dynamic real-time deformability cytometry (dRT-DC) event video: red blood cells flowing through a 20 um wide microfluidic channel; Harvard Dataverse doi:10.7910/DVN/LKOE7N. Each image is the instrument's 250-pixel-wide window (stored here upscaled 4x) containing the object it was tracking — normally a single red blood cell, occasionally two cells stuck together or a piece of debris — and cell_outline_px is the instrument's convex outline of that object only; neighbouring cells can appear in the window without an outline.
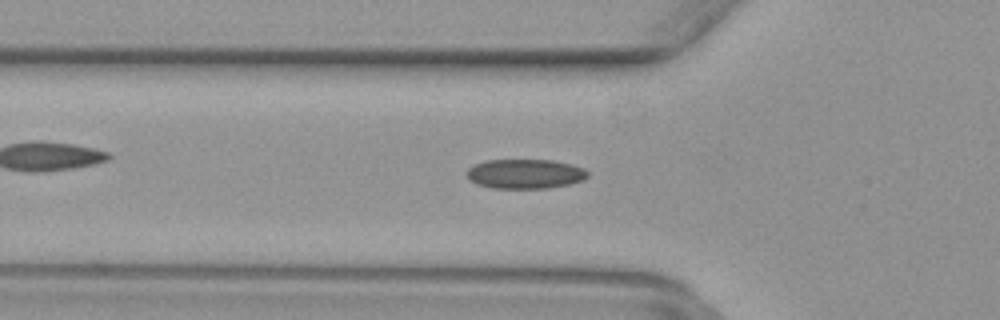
{"species": "common noctule bat (a hibernating species)", "species_latin": "Nyctalus noctula", "temperature_condition": "warm", "stored_images_in_passage": 41, "camera_frame_rate_fps": 3000, "um_per_image_px": 0.085, "animal": {"sex": "female", "body_mass_g": 29.2, "forearm_length_mm": 56.3}, "frame": {"image": 1, "passage_image": 8, "time_ms": 2.333, "image_size_px": [1000, 320], "cell_outline_px": [[588, 176], [584, 180], [568, 184], [548, 188], [492, 188], [476, 184], [468, 180], [464, 172], [472, 164], [488, 160], [552, 160], [572, 164], [584, 168], [588, 172]], "centroid_in_image_um": [44.59, 14.77], "position_along_channel_um": 81.2, "area_um2": 21.1}}
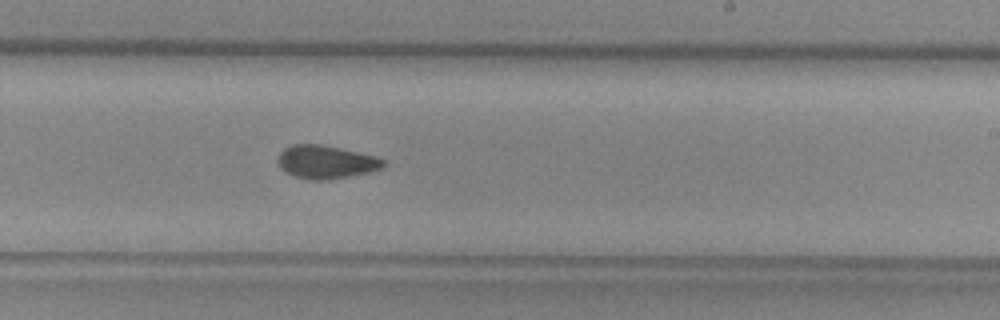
{"frame": {"image": 2, "passage_image": 21, "time_ms": 6.667, "image_size_px": [1000, 320], "cell_outline_px": [[384, 164], [380, 168], [368, 172], [348, 176], [320, 180], [312, 180], [292, 176], [280, 168], [276, 160], [280, 152], [284, 148], [292, 144], [320, 144], [376, 156], [384, 160]], "centroid_in_image_um": [27.63, 13.76], "position_along_channel_um": 261.4, "area_um2": 20.23}}
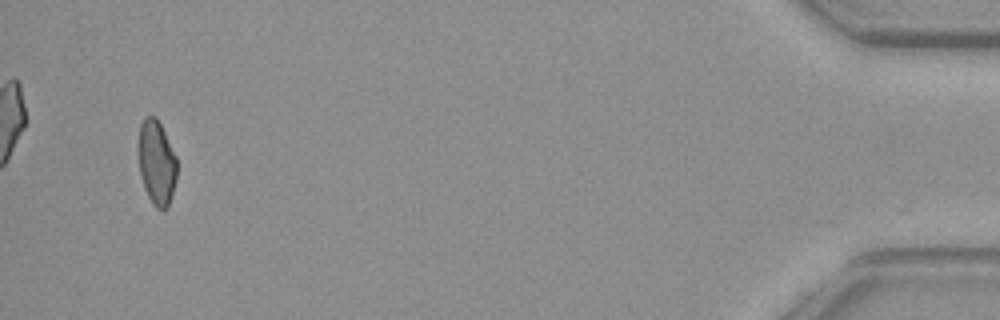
{"frame": {"image": 3, "passage_image": 39, "time_ms": 12.667, "image_size_px": [1000, 320], "cell_outline_px": [[176, 180], [168, 208], [156, 208], [152, 204], [144, 188], [140, 176], [140, 124], [144, 116], [156, 116], [176, 156]], "centroid_in_image_um": [13.32, 13.84], "position_along_channel_um": 421.9, "area_um2": 18.61}}